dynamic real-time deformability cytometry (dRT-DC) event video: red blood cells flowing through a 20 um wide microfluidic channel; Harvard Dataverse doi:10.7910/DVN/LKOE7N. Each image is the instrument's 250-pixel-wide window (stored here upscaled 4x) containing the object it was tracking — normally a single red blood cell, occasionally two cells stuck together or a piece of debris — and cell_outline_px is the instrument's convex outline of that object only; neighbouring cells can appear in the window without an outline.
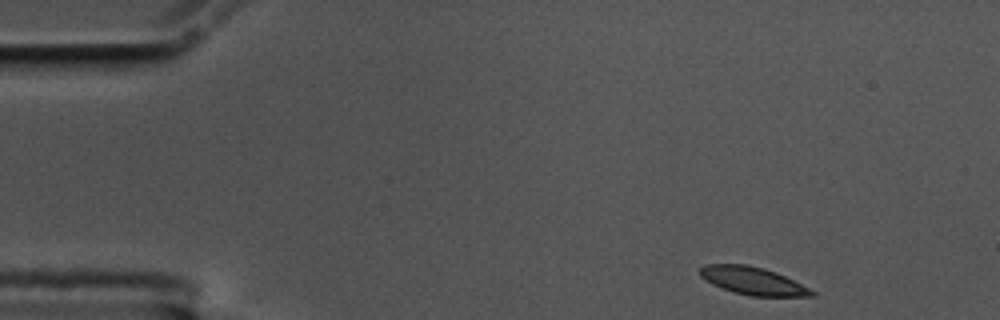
{"species": "common noctule bat (a hibernating species)", "species_latin": "Nyctalus noctula", "temperature_condition": "cold", "stored_images_in_passage": 52, "camera_frame_rate_fps": 3000, "um_per_image_px": 0.085, "animal": {"sex": "male", "body_mass_g": 17.5, "forearm_length_mm": 52.3}, "frame": {"image": 1, "passage_image": 1, "time_ms": 0.0, "image_size_px": [1000, 320], "cell_outline_px": [[816, 296], [752, 296], [736, 292], [712, 284], [700, 276], [700, 268], [704, 264], [748, 264], [764, 268], [776, 272], [816, 292]], "centroid_in_image_um": [63.98, 23.86], "position_along_channel_um": 21.0, "area_um2": 17.8}}
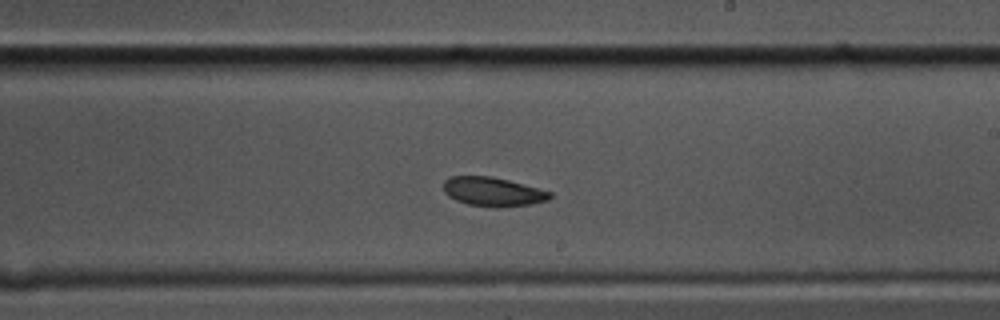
{"frame": {"image": 2, "passage_image": 28, "time_ms": 9.0, "image_size_px": [1000, 320], "cell_outline_px": [[552, 196], [548, 200], [532, 204], [496, 208], [468, 204], [456, 200], [448, 196], [444, 192], [444, 180], [448, 176], [492, 176], [508, 180], [552, 192]], "centroid_in_image_um": [41.88, 16.3], "position_along_channel_um": 247.1, "area_um2": 18.09}}
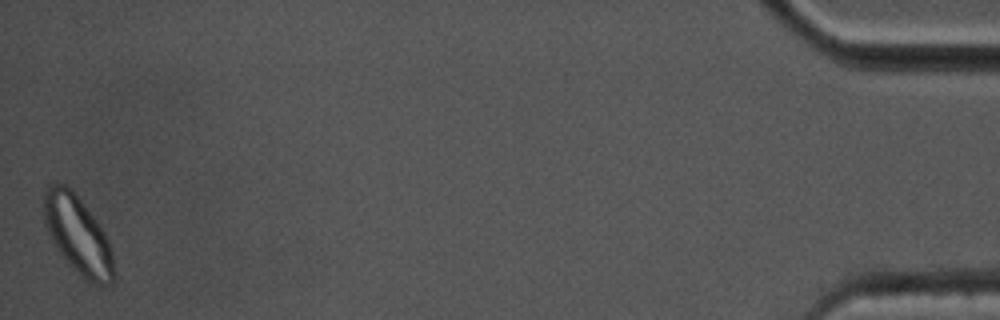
{"frame": {"image": 3, "passage_image": 52, "time_ms": 17.0, "image_size_px": [1000, 320], "cell_outline_px": [[116, 280], [112, 284], [92, 284], [84, 280], [72, 268], [56, 248], [44, 224], [44, 188], [48, 184], [64, 184], [72, 188], [100, 224], [108, 240], [112, 252]], "centroid_in_image_um": [6.63, 19.98], "position_along_channel_um": 428.6, "area_um2": 32.25}, "authors_computed_cell_mechanics": {"area_um2": 18.785, "velocity_mm_per_s": 3.4407, "shape_relaxation_time_tau1_ms": 2.485, "shape_relaxation_time_tau2_ms": 4.6394, "deformation_change_tau1": 0.0886, "deformation_change_tau2": 0.0799}}